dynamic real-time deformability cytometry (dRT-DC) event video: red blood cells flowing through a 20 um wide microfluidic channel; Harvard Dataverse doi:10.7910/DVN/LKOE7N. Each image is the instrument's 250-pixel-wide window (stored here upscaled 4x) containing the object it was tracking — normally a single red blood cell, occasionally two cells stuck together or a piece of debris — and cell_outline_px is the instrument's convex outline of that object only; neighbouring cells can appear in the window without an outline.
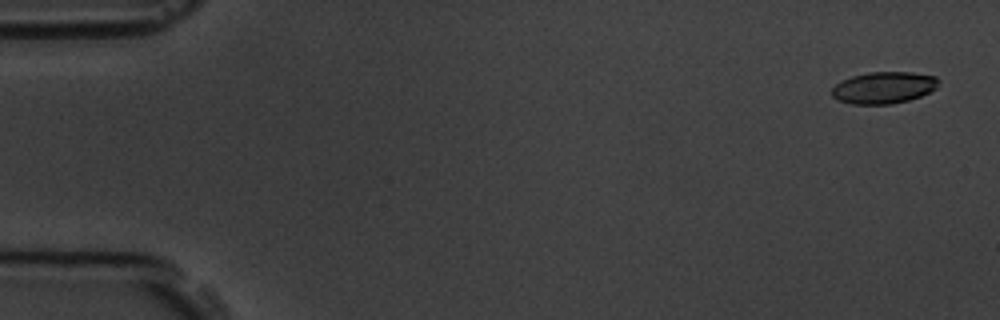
{"species": "common noctule bat (a hibernating species)", "species_latin": "Nyctalus noctula", "temperature_condition": "room temperature", "stored_images_in_passage": 6, "camera_frame_rate_fps": 3000, "um_per_image_px": 0.085, "animal": {"sex": "male", "body_mass_g": 19.5, "forearm_length_mm": 54.6}, "frame": {"image": 1, "passage_image": 1, "time_ms": 0.0, "image_size_px": [1000, 320], "cell_outline_px": [[940, 80], [936, 88], [920, 96], [908, 100], [892, 104], [852, 104], [840, 100], [832, 96], [832, 88], [840, 80], [852, 76], [868, 72], [912, 72], [936, 76]], "centroid_in_image_um": [75.12, 7.44], "position_along_channel_um": 9.9, "area_um2": 19.77}}
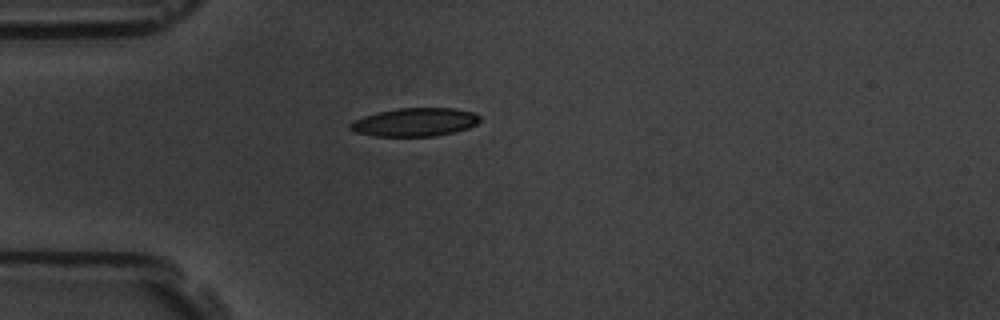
{"frame": {"image": 2, "passage_image": 4, "time_ms": 4.333, "image_size_px": [1000, 320], "cell_outline_px": [[480, 120], [476, 124], [468, 128], [436, 136], [372, 136], [352, 132], [348, 128], [348, 124], [352, 120], [376, 112], [396, 108], [456, 108], [472, 112], [480, 116]], "centroid_in_image_um": [35.19, 10.38], "position_along_channel_um": 49.8, "area_um2": 21.68}}
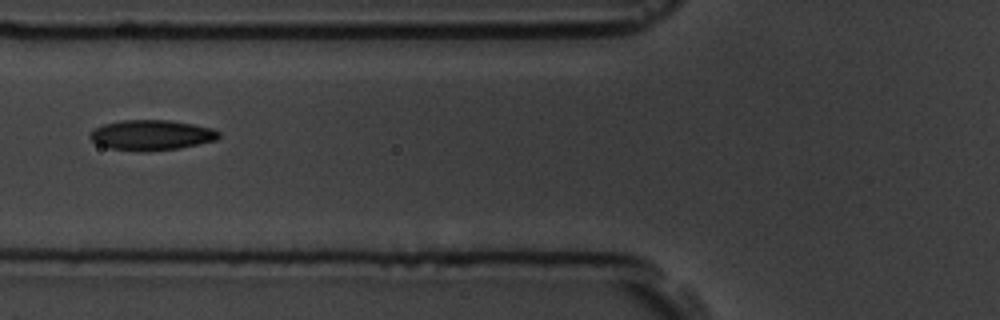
{"frame": {"image": 3, "passage_image": 6, "time_ms": 6.333, "image_size_px": [1000, 320], "cell_outline_px": [[220, 136], [216, 140], [180, 148], [140, 152], [108, 148], [92, 140], [88, 136], [96, 128], [104, 124], [120, 120], [168, 120], [192, 124], [212, 128], [220, 132]], "centroid_in_image_um": [12.89, 11.48], "position_along_channel_um": 112.9, "area_um2": 22.6}}